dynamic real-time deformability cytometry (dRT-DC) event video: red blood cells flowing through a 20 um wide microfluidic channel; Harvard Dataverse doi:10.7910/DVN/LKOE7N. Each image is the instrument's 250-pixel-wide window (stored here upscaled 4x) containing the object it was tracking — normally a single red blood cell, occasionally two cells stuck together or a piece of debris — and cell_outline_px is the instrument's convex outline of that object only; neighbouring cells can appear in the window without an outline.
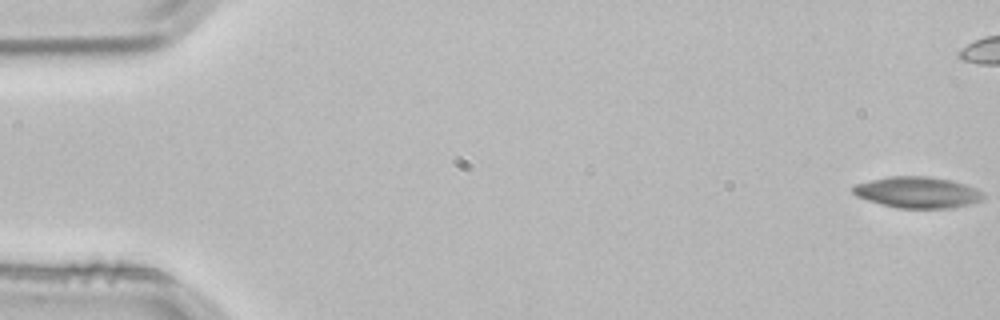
{"species": "common noctule bat (a hibernating species)", "species_latin": "Nyctalus noctula", "temperature_condition": "room temperature", "stored_images_in_passage": 4, "segment_of_instrument_passage": [2, 2], "camera_frame_rate_fps": 3000, "um_per_image_px": 0.085, "animal": {"sex": "male", "body_mass_g": 21.5, "forearm_length_mm": 52.0}, "frame": {"image": 1, "passage_image": 4, "time_ms": 1.0, "image_size_px": [1000, 320], "cell_outline_px": [[984, 200], [952, 208], [900, 208], [880, 204], [856, 196], [852, 192], [852, 188], [856, 184], [888, 176], [928, 176], [952, 180], [976, 188], [984, 192]], "centroid_in_image_um": [78.02, 16.35], "position_along_channel_um": 7.0, "area_um2": 23.76}}